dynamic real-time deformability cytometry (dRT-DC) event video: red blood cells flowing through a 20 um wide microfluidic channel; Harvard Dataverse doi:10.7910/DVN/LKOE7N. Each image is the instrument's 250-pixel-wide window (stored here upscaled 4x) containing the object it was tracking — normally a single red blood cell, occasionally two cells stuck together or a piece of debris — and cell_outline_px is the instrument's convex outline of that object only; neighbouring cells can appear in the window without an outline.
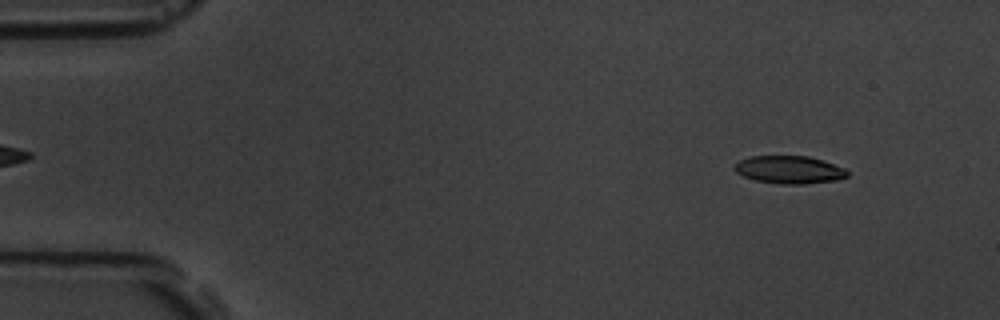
{"species": "common noctule bat (a hibernating species)", "species_latin": "Nyctalus noctula", "temperature_condition": "room temperature", "stored_images_in_passage": 57, "camera_frame_rate_fps": 3000, "um_per_image_px": 0.085, "animal": {"sex": "male", "body_mass_g": 19.5, "forearm_length_mm": 54.6}, "frame": {"image": 1, "passage_image": 5, "time_ms": 1.333, "image_size_px": [1000, 320], "cell_outline_px": [[848, 176], [832, 180], [804, 184], [780, 184], [756, 180], [744, 176], [736, 172], [732, 168], [740, 160], [748, 156], [808, 156], [824, 160], [844, 168], [848, 172]], "centroid_in_image_um": [67.07, 14.41], "position_along_channel_um": 17.9, "area_um2": 18.15}}
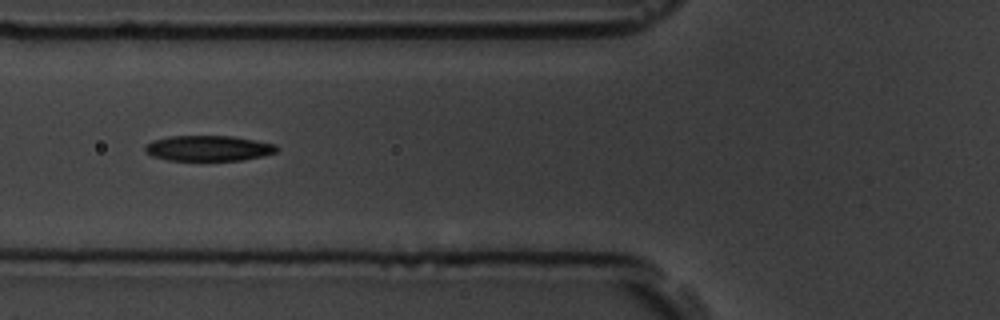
{"frame": {"image": 2, "passage_image": 21, "time_ms": 6.667, "image_size_px": [1000, 320], "cell_outline_px": [[280, 148], [276, 152], [260, 156], [240, 160], [168, 160], [152, 156], [144, 152], [144, 148], [152, 140], [168, 136], [232, 136], [276, 144]], "centroid_in_image_um": [17.69, 12.59], "position_along_channel_um": 108.1, "area_um2": 19.48}}
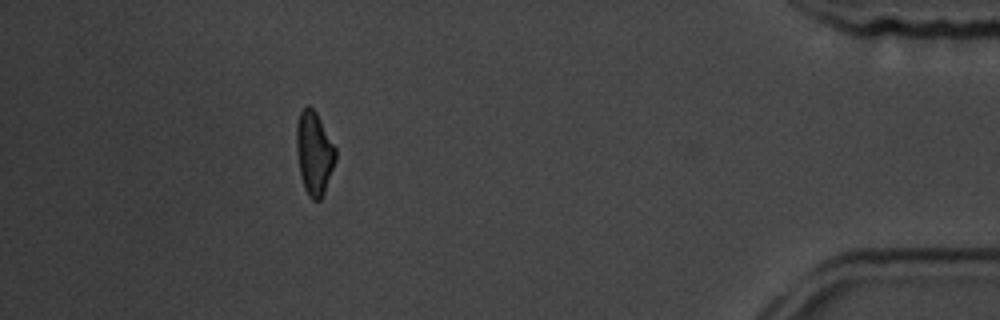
{"frame": {"image": 3, "passage_image": 51, "time_ms": 16.667, "image_size_px": [1000, 320], "cell_outline_px": [[336, 160], [324, 192], [320, 200], [312, 200], [308, 196], [304, 188], [300, 172], [296, 148], [296, 124], [300, 112], [308, 104], [316, 112], [336, 148]], "centroid_in_image_um": [26.7, 13.0], "position_along_channel_um": 408.5, "area_um2": 18.9}, "authors_computed_cell_mechanics": {"area_um2": 19.2474, "velocity_mm_per_s": 3.5445, "shape_relaxation_time_tau1_ms": 3.4809, "shape_relaxation_time_tau2_ms": 2.5018, "deformation_change_tau1": 0.1461, "deformation_change_tau2": 0.1061}}